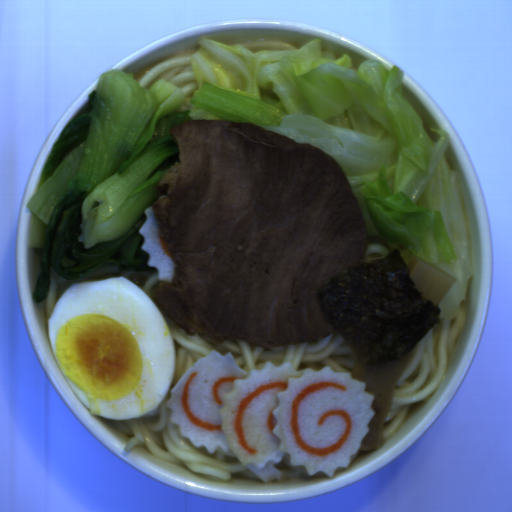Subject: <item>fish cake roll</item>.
<instances>
[{
    "label": "fish cake roll",
    "mask_w": 512,
    "mask_h": 512,
    "mask_svg": "<svg viewBox=\"0 0 512 512\" xmlns=\"http://www.w3.org/2000/svg\"><path fill=\"white\" fill-rule=\"evenodd\" d=\"M352 372L331 366L297 371L293 363L240 369L231 351L199 357L170 388L168 422L194 448H218L257 471L280 464L307 475L349 469L370 434L376 395Z\"/></svg>",
    "instance_id": "1"
},
{
    "label": "fish cake roll",
    "mask_w": 512,
    "mask_h": 512,
    "mask_svg": "<svg viewBox=\"0 0 512 512\" xmlns=\"http://www.w3.org/2000/svg\"><path fill=\"white\" fill-rule=\"evenodd\" d=\"M144 213L146 220L138 232L145 237L141 249L149 254L147 265L158 269V282L171 284L176 276L177 263L172 258L166 239L159 237L160 226L154 214L153 204L147 207Z\"/></svg>",
    "instance_id": "2"
}]
</instances>
